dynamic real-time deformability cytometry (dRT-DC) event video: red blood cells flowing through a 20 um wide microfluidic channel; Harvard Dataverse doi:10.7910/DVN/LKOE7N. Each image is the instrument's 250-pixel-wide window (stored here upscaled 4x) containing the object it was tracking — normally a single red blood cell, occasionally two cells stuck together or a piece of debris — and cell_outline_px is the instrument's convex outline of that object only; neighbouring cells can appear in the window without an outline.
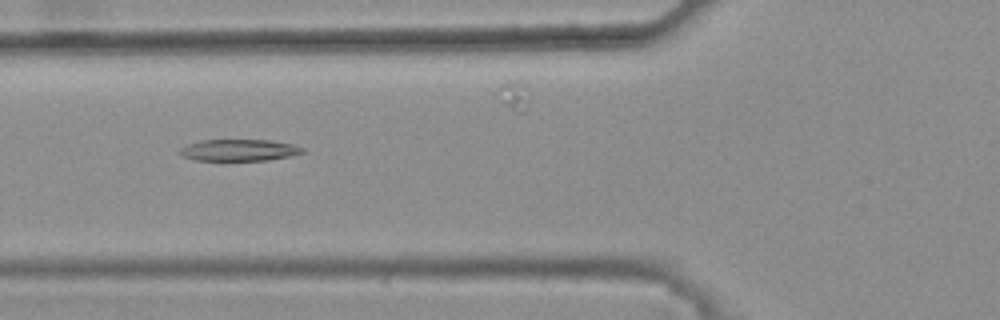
{"species": "common noctule bat (a hibernating species)", "species_latin": "Nyctalus noctula", "temperature_condition": "warm", "stored_images_in_passage": 41, "camera_frame_rate_fps": 3000, "um_per_image_px": 0.085, "animal": {"sex": "female", "body_mass_g": 25.1}, "frame": {"image": 1, "passage_image": 12, "time_ms": 3.667, "image_size_px": [1000, 320], "cell_outline_px": [[304, 152], [288, 156], [268, 160], [196, 160], [180, 156], [180, 148], [188, 144], [200, 140], [268, 140], [292, 144], [304, 148]], "centroid_in_image_um": [20.28, 12.76], "position_along_channel_um": 105.5, "area_um2": 15.32}}
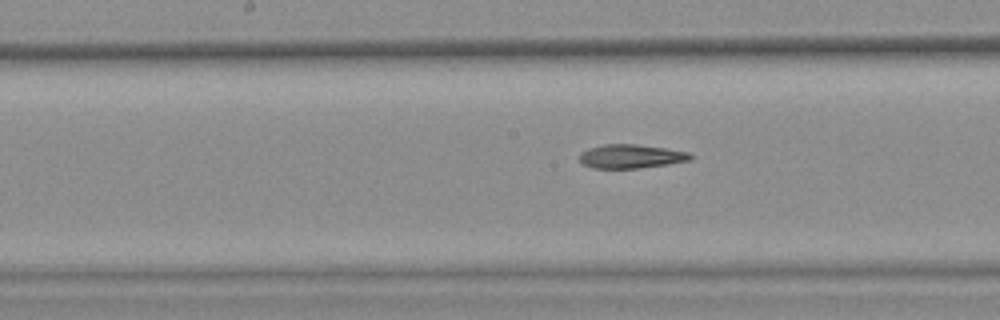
{"frame": {"image": 2, "passage_image": 19, "time_ms": 6.0, "image_size_px": [1000, 320], "cell_outline_px": [[692, 160], [668, 164], [636, 168], [592, 168], [584, 164], [580, 160], [580, 152], [588, 148], [604, 144], [636, 144], [664, 148], [688, 152], [692, 156]], "centroid_in_image_um": [53.62, 13.28], "position_along_channel_um": 194.6, "area_um2": 15.32}}
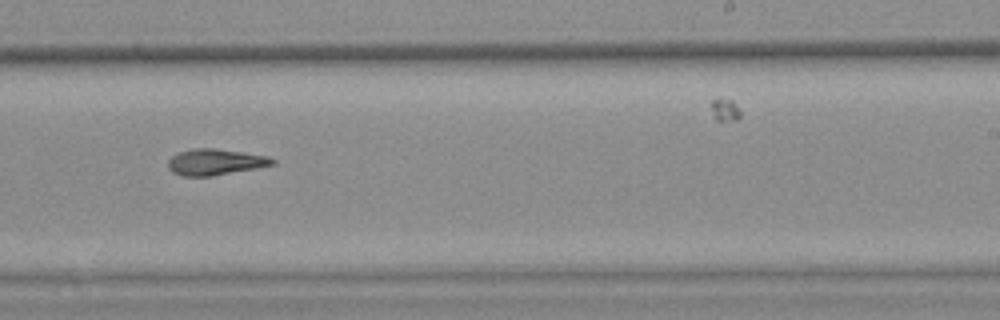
{"frame": {"image": 3, "passage_image": 25, "time_ms": 8.0, "image_size_px": [1000, 320], "cell_outline_px": [[276, 164], [256, 168], [212, 176], [184, 176], [172, 172], [168, 168], [168, 160], [176, 152], [192, 148], [212, 148], [268, 156], [276, 160]], "centroid_in_image_um": [18.27, 13.77], "position_along_channel_um": 270.7, "area_um2": 15.9}, "authors_computed_cell_mechanics": {"area_um2": 15.7794, "velocity_mm_per_s": 3.8162, "shape_relaxation_time_tau1_ms": null, "shape_relaxation_time_tau2_ms": 4.3644, "deformation_change_tau1": null, "deformation_change_tau2": 0.1361}}